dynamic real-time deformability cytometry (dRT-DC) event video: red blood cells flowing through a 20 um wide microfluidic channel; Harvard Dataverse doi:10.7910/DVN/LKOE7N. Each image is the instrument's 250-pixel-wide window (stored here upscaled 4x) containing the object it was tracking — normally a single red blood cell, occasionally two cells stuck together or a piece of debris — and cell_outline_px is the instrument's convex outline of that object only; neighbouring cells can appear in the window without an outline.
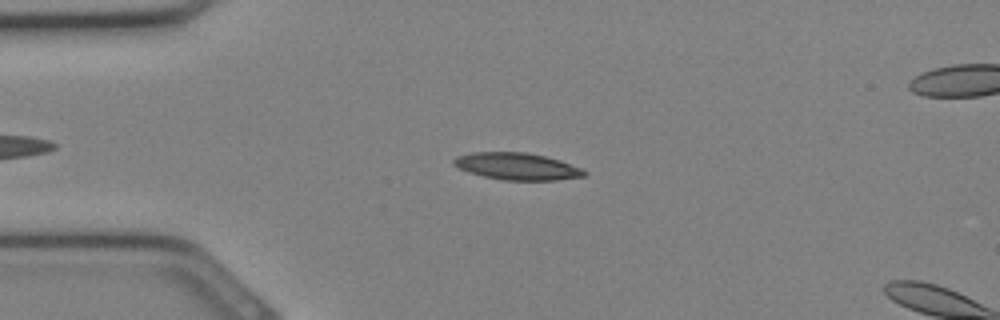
{"species": "Egyptian fruit bat (a non-hibernating species)", "species_latin": "Rousettus aegyptiacus", "temperature_condition": "cold", "stored_images_in_passage": 5, "camera_frame_rate_fps": 3000, "um_per_image_px": 0.085, "animal": {"sex": "female"}, "frame": {"image": 1, "passage_image": 3, "time_ms": 0.667, "image_size_px": [1000, 320], "cell_outline_px": [[588, 172], [584, 176], [556, 180], [504, 180], [484, 176], [468, 172], [452, 164], [452, 160], [456, 156], [472, 152], [524, 152], [544, 156], [560, 160], [580, 168]], "centroid_in_image_um": [43.92, 14.13], "position_along_channel_um": 41.1, "area_um2": 20.4}}